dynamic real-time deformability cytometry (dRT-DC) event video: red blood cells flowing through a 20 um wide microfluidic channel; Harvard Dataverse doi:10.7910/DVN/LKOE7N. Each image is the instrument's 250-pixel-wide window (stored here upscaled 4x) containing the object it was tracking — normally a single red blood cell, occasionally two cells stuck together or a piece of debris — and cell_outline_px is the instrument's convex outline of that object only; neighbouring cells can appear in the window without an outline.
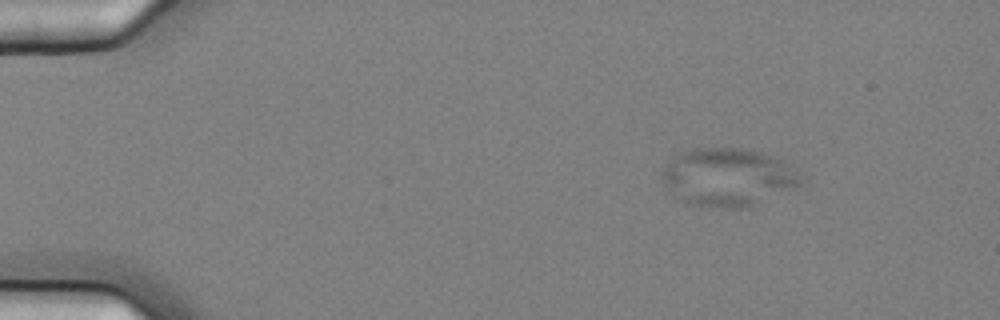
{"species": "common noctule bat (a hibernating species)", "species_latin": "Nyctalus noctula", "temperature_condition": "cold", "stored_images_in_passage": 5, "camera_frame_rate_fps": 3000, "um_per_image_px": 0.085, "animal": {"sex": "female", "body_mass_g": 25.1}, "frame": {"image": 1, "passage_image": 2, "time_ms": 0.333, "image_size_px": [1000, 320], "cell_outline_px": [[800, 184], [796, 188], [748, 208], [724, 208], [688, 204], [676, 200], [664, 180], [664, 168], [672, 156], [692, 148], [740, 148], [760, 152], [784, 160], [800, 168]], "centroid_in_image_um": [61.93, 15.07], "position_along_channel_um": 23.1, "area_um2": 47.34}}
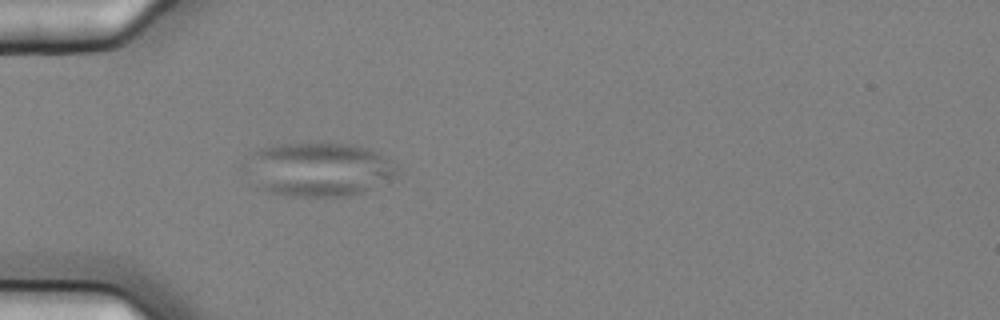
{"frame": {"image": 2, "passage_image": 5, "time_ms": 1.333, "image_size_px": [1000, 320], "cell_outline_px": [[400, 172], [396, 176], [352, 196], [288, 196], [272, 192], [260, 188], [244, 172], [240, 164], [248, 152], [260, 148], [280, 144], [348, 144], [368, 148], [392, 160], [396, 164]], "centroid_in_image_um": [27.0, 14.39], "position_along_channel_um": 58.0, "area_um2": 48.03}}